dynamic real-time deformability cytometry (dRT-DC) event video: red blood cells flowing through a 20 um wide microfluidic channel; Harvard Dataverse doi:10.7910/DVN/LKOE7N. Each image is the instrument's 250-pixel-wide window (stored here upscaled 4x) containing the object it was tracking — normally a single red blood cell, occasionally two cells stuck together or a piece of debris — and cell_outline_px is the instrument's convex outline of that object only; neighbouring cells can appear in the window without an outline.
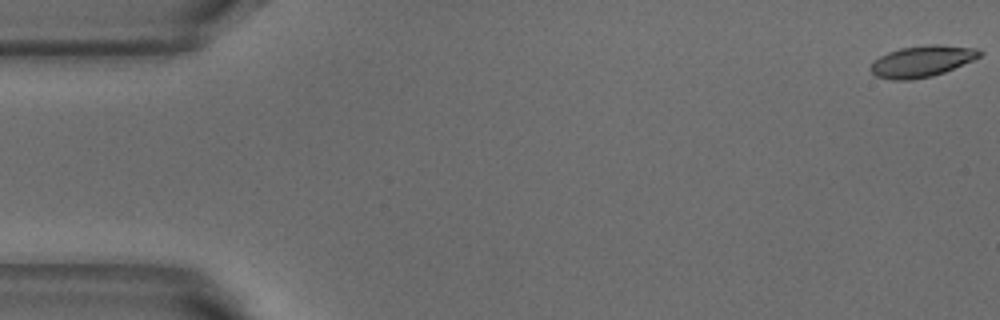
{"species": "common noctule bat (a hibernating species)", "species_latin": "Nyctalus noctula", "temperature_condition": "warm", "stored_images_in_passage": 5, "camera_frame_rate_fps": 3000, "um_per_image_px": 0.085, "animal": {"sex": "male", "body_mass_g": 18.8}, "frame": {"image": 1, "passage_image": 1, "time_ms": 0.0, "image_size_px": [1000, 320], "cell_outline_px": [[984, 52], [980, 56], [972, 60], [944, 72], [932, 76], [912, 80], [892, 80], [876, 76], [868, 68], [872, 60], [888, 52], [900, 48], [928, 44], [940, 44], [976, 48]], "centroid_in_image_um": [78.33, 5.2], "position_along_channel_um": 6.7, "area_um2": 20.06}}
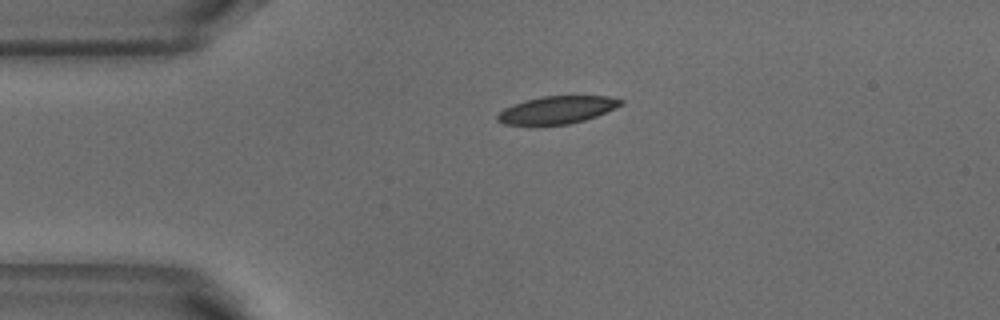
{"frame": {"image": 2, "passage_image": 4, "time_ms": 1.0, "image_size_px": [1000, 320], "cell_outline_px": [[624, 104], [616, 108], [596, 116], [584, 120], [568, 124], [504, 124], [496, 120], [496, 116], [504, 108], [512, 104], [524, 100], [544, 96], [608, 96], [624, 100]], "centroid_in_image_um": [47.37, 9.32], "position_along_channel_um": 37.6, "area_um2": 19.71}}